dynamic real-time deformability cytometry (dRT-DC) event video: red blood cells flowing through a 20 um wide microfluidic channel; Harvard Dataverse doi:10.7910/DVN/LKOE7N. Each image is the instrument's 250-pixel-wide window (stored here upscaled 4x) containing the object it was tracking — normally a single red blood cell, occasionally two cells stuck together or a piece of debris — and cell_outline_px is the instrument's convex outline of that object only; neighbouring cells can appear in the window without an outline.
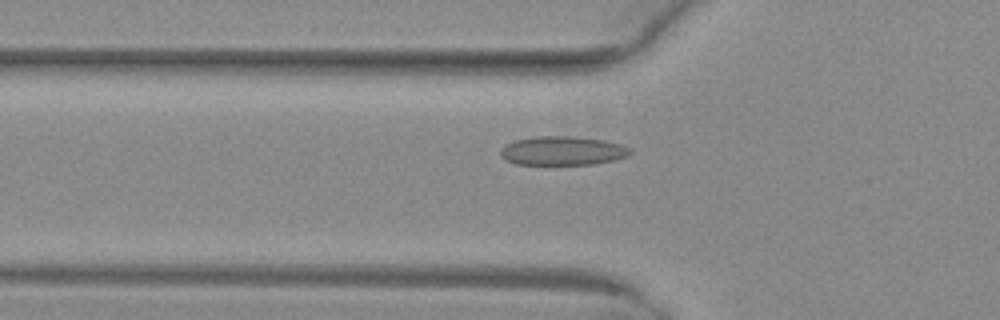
{"species": "common noctule bat (a hibernating species)", "species_latin": "Nyctalus noctula", "temperature_condition": "warm", "stored_images_in_passage": 38, "camera_frame_rate_fps": 3000, "um_per_image_px": 0.085, "animal": {"sex": "female", "body_mass_g": 29.2, "forearm_length_mm": 56.3}, "frame": {"image": 1, "passage_image": 7, "time_ms": 2.0, "image_size_px": [1000, 320], "cell_outline_px": [[632, 152], [628, 156], [596, 164], [516, 164], [504, 160], [500, 156], [500, 148], [516, 140], [536, 136], [568, 136], [604, 140], [620, 144], [632, 148]], "centroid_in_image_um": [47.81, 12.82], "position_along_channel_um": 78.0, "area_um2": 21.85}}
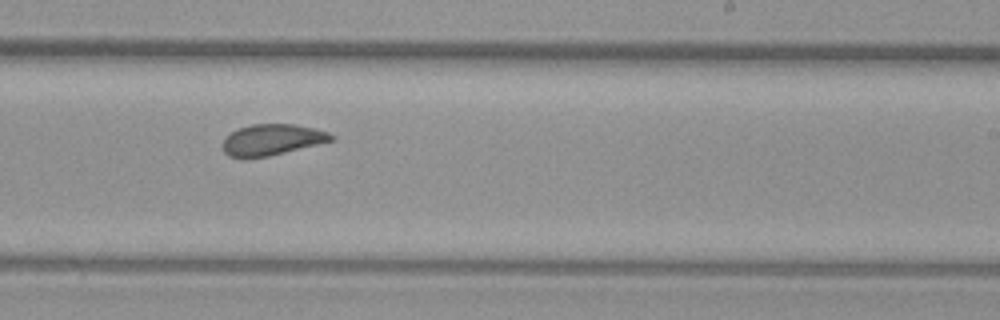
{"frame": {"image": 2, "passage_image": 21, "time_ms": 6.667, "image_size_px": [1000, 320], "cell_outline_px": [[336, 136], [332, 140], [268, 156], [244, 160], [228, 156], [224, 152], [224, 136], [236, 128], [252, 124], [296, 124], [316, 128], [328, 132]], "centroid_in_image_um": [23.06, 11.88], "position_along_channel_um": 265.9, "area_um2": 19.88}}
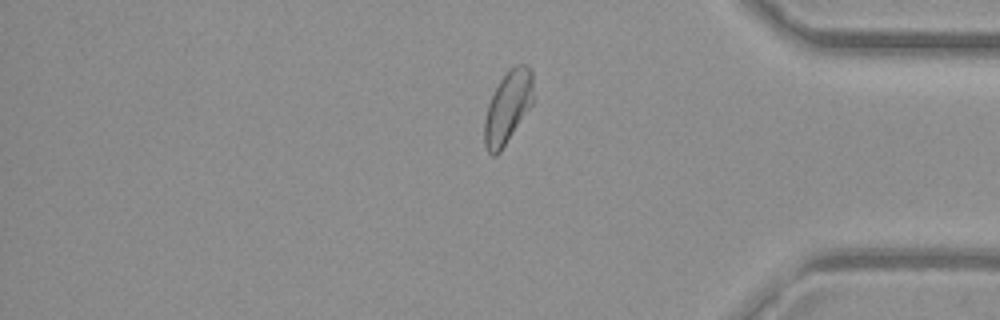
{"frame": {"image": 3, "passage_image": 32, "time_ms": 10.333, "image_size_px": [1000, 320], "cell_outline_px": [[532, 104], [500, 152], [496, 156], [492, 156], [488, 152], [484, 144], [484, 120], [488, 104], [500, 80], [508, 68], [516, 64], [528, 64], [532, 72]], "centroid_in_image_um": [43.15, 9.1], "position_along_channel_um": 392.1, "area_um2": 20.46}}